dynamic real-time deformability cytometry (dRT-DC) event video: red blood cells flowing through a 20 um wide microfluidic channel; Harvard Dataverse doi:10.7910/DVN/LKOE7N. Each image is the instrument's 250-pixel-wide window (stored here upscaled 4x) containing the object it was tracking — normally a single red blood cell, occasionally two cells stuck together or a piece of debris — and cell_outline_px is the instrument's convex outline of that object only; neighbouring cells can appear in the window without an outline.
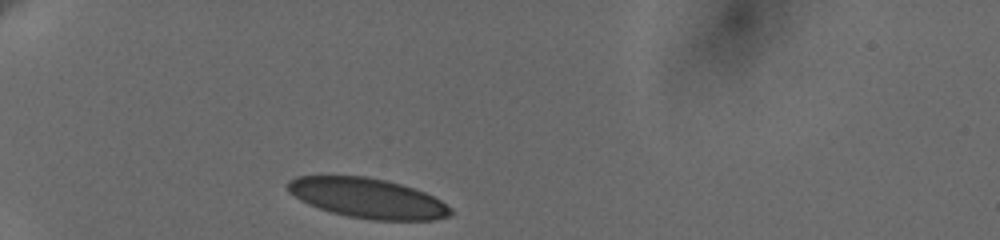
{"species": "human", "species_latin": "Homo sapiens", "temperature_condition": "cold", "stored_images_in_passage": 33, "camera_frame_rate_fps": 3000, "um_per_image_px": 0.085, "donor": {"sex": "female"}, "frame": {"image": 1, "passage_image": 1, "time_ms": 0.0, "image_size_px": [1000, 240], "cell_outline_px": [[452, 212], [448, 216], [432, 220], [372, 220], [348, 216], [332, 212], [308, 204], [300, 200], [288, 192], [288, 180], [296, 176], [364, 176], [384, 180], [400, 184], [424, 192], [440, 200], [452, 208]], "centroid_in_image_um": [31.23, 16.84], "position_along_channel_um": 53.8, "area_um2": 37.57}}
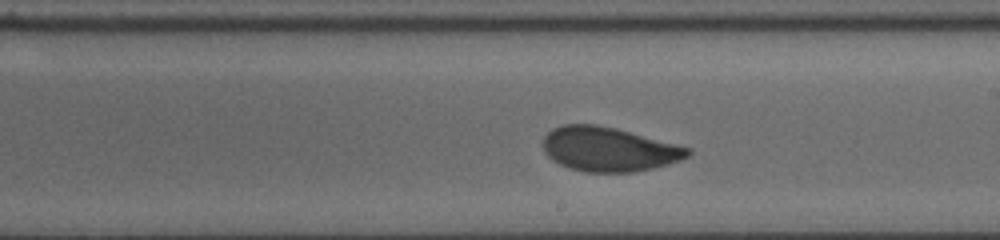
{"frame": {"image": 2, "passage_image": 19, "time_ms": 6.0, "image_size_px": [1000, 240], "cell_outline_px": [[692, 152], [688, 156], [680, 160], [668, 164], [652, 168], [632, 172], [584, 172], [568, 168], [552, 160], [544, 152], [544, 136], [552, 128], [564, 124], [596, 124], [616, 128], [692, 148]], "centroid_in_image_um": [51.74, 12.68], "position_along_channel_um": 237.3, "area_um2": 37.45}}
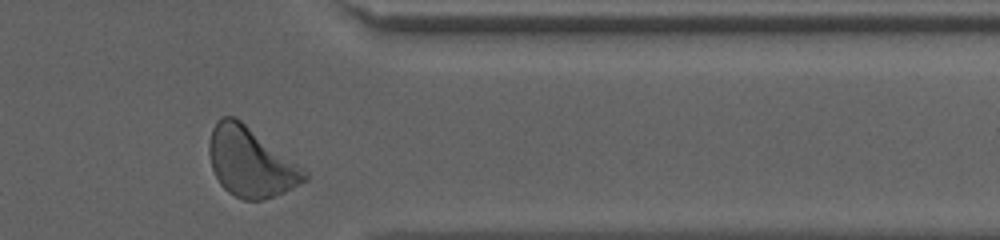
{"frame": {"image": 3, "passage_image": 32, "time_ms": 10.333, "image_size_px": [1000, 240], "cell_outline_px": [[308, 180], [284, 192], [260, 200], [244, 200], [228, 192], [220, 184], [212, 168], [208, 152], [208, 144], [212, 128], [216, 120], [220, 116], [236, 116], [304, 168], [308, 172]], "centroid_in_image_um": [21.29, 13.75], "position_along_channel_um": 390.1, "area_um2": 38.67}, "authors_computed_cell_mechanics": {"area_um2": 37.8012, "velocity_mm_per_s": 3.6128, "shape_relaxation_time_tau1_ms": 4.1812, "shape_relaxation_time_tau2_ms": 1.0618, "deformation_change_tau1": 0.1141, "deformation_change_tau2": 0.0533}}